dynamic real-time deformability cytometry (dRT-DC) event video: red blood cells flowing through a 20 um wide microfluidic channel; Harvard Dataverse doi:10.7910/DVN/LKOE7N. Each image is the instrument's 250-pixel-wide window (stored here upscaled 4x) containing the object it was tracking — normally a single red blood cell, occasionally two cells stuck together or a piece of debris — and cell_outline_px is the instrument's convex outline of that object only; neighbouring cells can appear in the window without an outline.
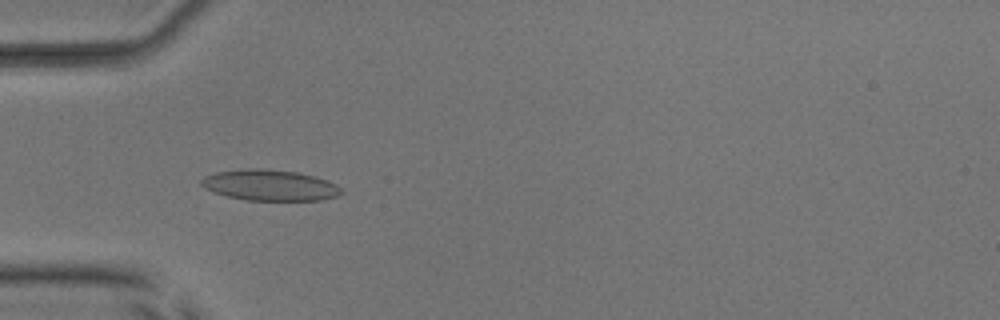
{"species": "common noctule bat (a hibernating species)", "species_latin": "Nyctalus noctula", "temperature_condition": "room temperature", "stored_images_in_passage": 54, "camera_frame_rate_fps": 3000, "um_per_image_px": 0.085, "animal": {"sex": "male", "body_mass_g": 17.9, "forearm_length_mm": 54.2}, "frame": {"image": 1, "passage_image": 18, "time_ms": 5.667, "image_size_px": [1000, 320], "cell_outline_px": [[344, 192], [336, 196], [320, 200], [248, 200], [228, 196], [204, 188], [200, 184], [200, 180], [204, 176], [216, 172], [248, 168], [260, 168], [296, 172], [328, 180], [336, 184]], "centroid_in_image_um": [22.93, 15.74], "position_along_channel_um": 62.1, "area_um2": 25.03}}
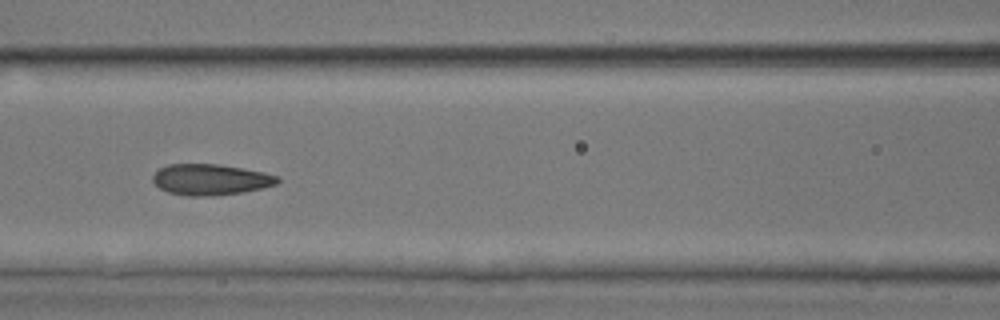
{"frame": {"image": 2, "passage_image": 25, "time_ms": 8.0, "image_size_px": [1000, 320], "cell_outline_px": [[280, 180], [276, 184], [244, 192], [212, 196], [188, 196], [168, 192], [160, 188], [152, 180], [152, 176], [160, 168], [168, 164], [220, 164], [244, 168], [264, 172], [280, 176]], "centroid_in_image_um": [17.91, 15.26], "position_along_channel_um": 148.7, "area_um2": 22.6}}
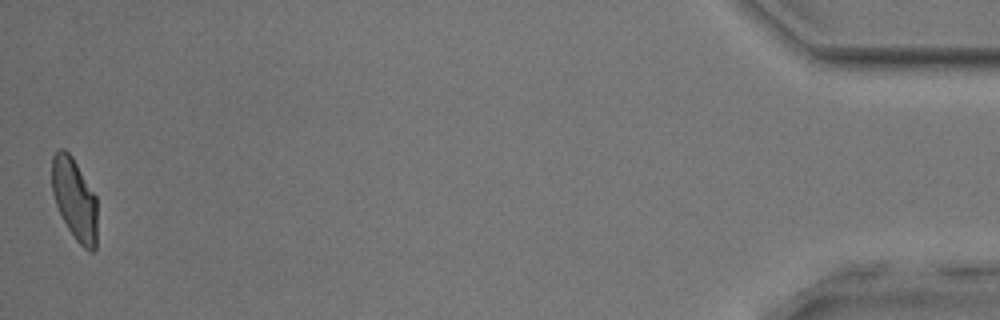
{"frame": {"image": 3, "passage_image": 54, "time_ms": 17.667, "image_size_px": [1000, 320], "cell_outline_px": [[96, 248], [92, 252], [88, 252], [76, 240], [68, 228], [56, 204], [52, 192], [52, 156], [60, 148], [64, 148], [72, 156], [96, 196]], "centroid_in_image_um": [6.34, 16.92], "position_along_channel_um": 428.9, "area_um2": 21.44}, "authors_computed_cell_mechanics": {"area_um2": 22.6576, "velocity_mm_per_s": 3.8425, "shape_relaxation_time_tau1_ms": 3.2821, "shape_relaxation_time_tau2_ms": 1.2839, "deformation_change_tau1": 0.1217, "deformation_change_tau2": 0.0652}}